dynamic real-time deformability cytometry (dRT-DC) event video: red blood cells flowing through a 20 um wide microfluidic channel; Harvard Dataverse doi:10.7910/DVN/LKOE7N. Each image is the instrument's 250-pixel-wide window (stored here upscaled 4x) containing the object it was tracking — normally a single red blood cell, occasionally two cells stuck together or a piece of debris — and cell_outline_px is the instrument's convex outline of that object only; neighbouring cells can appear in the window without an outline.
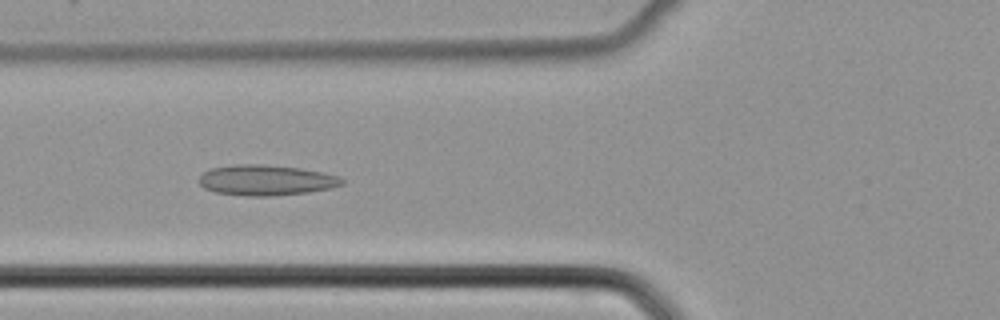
{"species": "common noctule bat (a hibernating species)", "species_latin": "Nyctalus noctula", "temperature_condition": "cold", "stored_images_in_passage": 36, "camera_frame_rate_fps": 3000, "um_per_image_px": 0.085, "animal": {"sex": "female", "body_mass_g": 22.7, "forearm_length_mm": 54.2}, "frame": {"image": 1, "passage_image": 18, "time_ms": 5.667, "image_size_px": [1000, 320], "cell_outline_px": [[344, 184], [328, 188], [308, 192], [272, 196], [248, 196], [216, 192], [204, 188], [200, 184], [200, 176], [204, 172], [212, 168], [232, 164], [264, 164], [300, 168], [324, 172], [340, 176], [344, 180]], "centroid_in_image_um": [22.63, 15.3], "position_along_channel_um": 103.2, "area_um2": 25.43}}
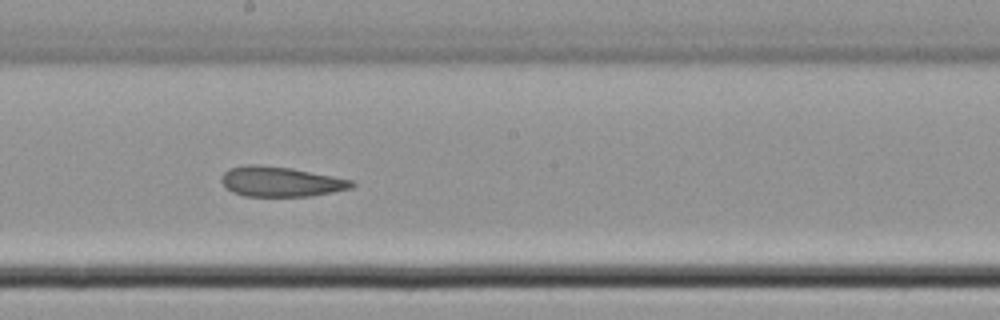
{"frame": {"image": 2, "passage_image": 27, "time_ms": 8.667, "image_size_px": [1000, 320], "cell_outline_px": [[356, 184], [352, 188], [312, 196], [244, 196], [232, 192], [220, 180], [220, 176], [228, 168], [244, 164], [256, 164], [292, 168], [352, 180]], "centroid_in_image_um": [23.83, 15.43], "position_along_channel_um": 224.4, "area_um2": 22.89}}
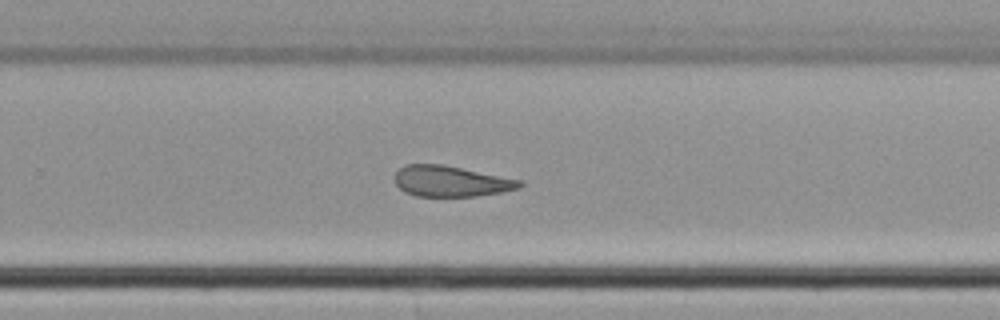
{"frame": {"image": 3, "passage_image": 32, "time_ms": 10.333, "image_size_px": [1000, 320], "cell_outline_px": [[524, 184], [520, 188], [500, 192], [476, 196], [416, 196], [404, 192], [396, 184], [392, 176], [404, 164], [440, 164], [520, 180]], "centroid_in_image_um": [38.26, 15.41], "position_along_channel_um": 291.5, "area_um2": 22.25}}